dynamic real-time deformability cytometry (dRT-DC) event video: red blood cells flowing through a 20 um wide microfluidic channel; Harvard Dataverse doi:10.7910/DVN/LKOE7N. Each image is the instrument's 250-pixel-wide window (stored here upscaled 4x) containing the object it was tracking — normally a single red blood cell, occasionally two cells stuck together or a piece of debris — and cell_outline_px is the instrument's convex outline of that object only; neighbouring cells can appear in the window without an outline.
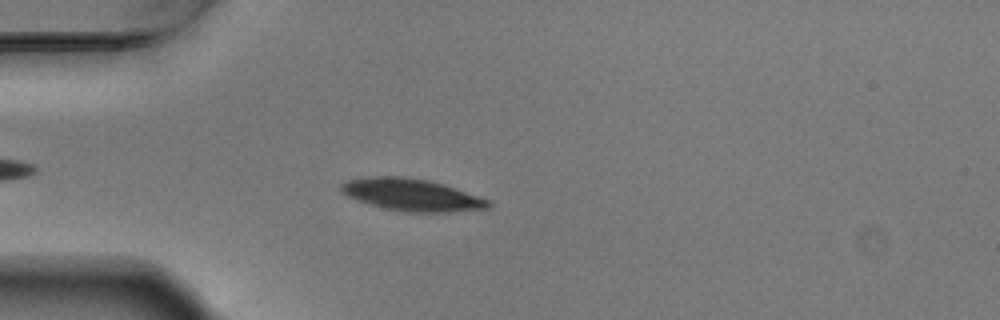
{"species": "Egyptian fruit bat (a non-hibernating species)", "species_latin": "Rousettus aegyptiacus", "temperature_condition": "warm", "stored_images_in_passage": 4, "camera_frame_rate_fps": 3000, "um_per_image_px": 0.085, "animal": {"sex": "male"}, "frame": {"image": 1, "passage_image": 3, "time_ms": 0.667, "image_size_px": [1000, 320], "cell_outline_px": [[492, 204], [488, 208], [448, 212], [400, 212], [384, 208], [348, 196], [340, 192], [340, 184], [348, 180], [368, 176], [404, 176], [428, 180], [444, 184], [492, 200]], "centroid_in_image_um": [35.02, 16.55], "position_along_channel_um": 50.0, "area_um2": 27.69}}